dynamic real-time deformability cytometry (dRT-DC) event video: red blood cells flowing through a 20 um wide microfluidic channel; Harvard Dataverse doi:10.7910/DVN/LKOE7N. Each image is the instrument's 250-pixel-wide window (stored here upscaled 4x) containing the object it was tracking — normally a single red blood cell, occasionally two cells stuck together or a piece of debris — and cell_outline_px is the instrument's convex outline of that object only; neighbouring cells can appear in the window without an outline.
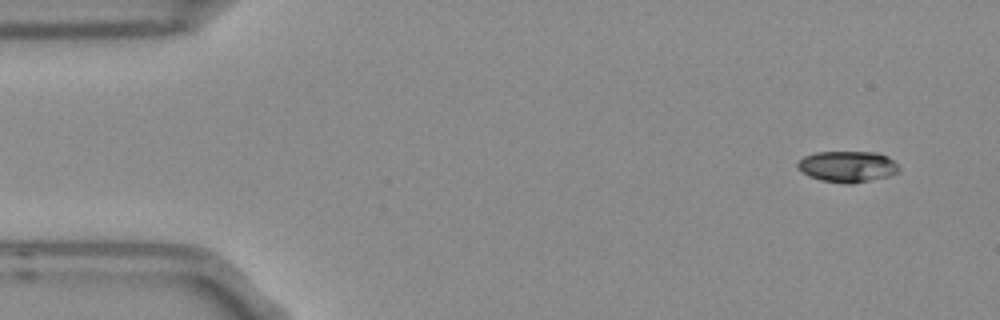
{"species": "Egyptian fruit bat (a non-hibernating species)", "species_latin": "Rousettus aegyptiacus", "temperature_condition": "room temperature", "stored_images_in_passage": 3, "segment_of_instrument_passage": [2, 2], "camera_frame_rate_fps": 3000, "um_per_image_px": 0.085, "frame": {"image": 1, "passage_image": 3, "time_ms": 0.667, "image_size_px": [1000, 320], "cell_outline_px": [[900, 172], [888, 176], [852, 184], [844, 184], [820, 180], [808, 176], [796, 168], [796, 164], [804, 156], [816, 152], [876, 152], [888, 156], [900, 168]], "centroid_in_image_um": [72.02, 14.16], "position_along_channel_um": 13.0, "area_um2": 18.55}}